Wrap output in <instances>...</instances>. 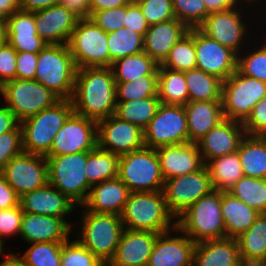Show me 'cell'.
Returning <instances> with one entry per match:
<instances>
[{"label":"cell","mask_w":266,"mask_h":266,"mask_svg":"<svg viewBox=\"0 0 266 266\" xmlns=\"http://www.w3.org/2000/svg\"><path fill=\"white\" fill-rule=\"evenodd\" d=\"M73 112L96 122L116 112V81L111 67L77 69Z\"/></svg>","instance_id":"cell-1"},{"label":"cell","mask_w":266,"mask_h":266,"mask_svg":"<svg viewBox=\"0 0 266 266\" xmlns=\"http://www.w3.org/2000/svg\"><path fill=\"white\" fill-rule=\"evenodd\" d=\"M120 218L125 229L131 230L161 234L176 227L162 191L130 193Z\"/></svg>","instance_id":"cell-2"},{"label":"cell","mask_w":266,"mask_h":266,"mask_svg":"<svg viewBox=\"0 0 266 266\" xmlns=\"http://www.w3.org/2000/svg\"><path fill=\"white\" fill-rule=\"evenodd\" d=\"M77 69L67 44H47L38 53L34 80L60 99L71 100Z\"/></svg>","instance_id":"cell-3"},{"label":"cell","mask_w":266,"mask_h":266,"mask_svg":"<svg viewBox=\"0 0 266 266\" xmlns=\"http://www.w3.org/2000/svg\"><path fill=\"white\" fill-rule=\"evenodd\" d=\"M176 227L195 243L225 238L221 191L214 189L201 197L177 218Z\"/></svg>","instance_id":"cell-4"},{"label":"cell","mask_w":266,"mask_h":266,"mask_svg":"<svg viewBox=\"0 0 266 266\" xmlns=\"http://www.w3.org/2000/svg\"><path fill=\"white\" fill-rule=\"evenodd\" d=\"M72 112L71 100L60 99L53 106L20 122L23 152L46 156L55 135Z\"/></svg>","instance_id":"cell-5"},{"label":"cell","mask_w":266,"mask_h":266,"mask_svg":"<svg viewBox=\"0 0 266 266\" xmlns=\"http://www.w3.org/2000/svg\"><path fill=\"white\" fill-rule=\"evenodd\" d=\"M83 212L81 228L78 229L80 237L77 238L103 264L107 265L115 254L125 226L119 215L94 213L85 208Z\"/></svg>","instance_id":"cell-6"},{"label":"cell","mask_w":266,"mask_h":266,"mask_svg":"<svg viewBox=\"0 0 266 266\" xmlns=\"http://www.w3.org/2000/svg\"><path fill=\"white\" fill-rule=\"evenodd\" d=\"M87 155L88 151L45 156L48 163V183L80 207L87 200L91 189L85 174Z\"/></svg>","instance_id":"cell-7"},{"label":"cell","mask_w":266,"mask_h":266,"mask_svg":"<svg viewBox=\"0 0 266 266\" xmlns=\"http://www.w3.org/2000/svg\"><path fill=\"white\" fill-rule=\"evenodd\" d=\"M118 177L130 193L162 191L165 180L156 149L143 146L120 156Z\"/></svg>","instance_id":"cell-8"},{"label":"cell","mask_w":266,"mask_h":266,"mask_svg":"<svg viewBox=\"0 0 266 266\" xmlns=\"http://www.w3.org/2000/svg\"><path fill=\"white\" fill-rule=\"evenodd\" d=\"M67 45L78 69L112 66L107 33L90 18L78 21Z\"/></svg>","instance_id":"cell-9"},{"label":"cell","mask_w":266,"mask_h":266,"mask_svg":"<svg viewBox=\"0 0 266 266\" xmlns=\"http://www.w3.org/2000/svg\"><path fill=\"white\" fill-rule=\"evenodd\" d=\"M6 105L19 122L53 106L60 100L52 91L36 80L13 79L0 89Z\"/></svg>","instance_id":"cell-10"},{"label":"cell","mask_w":266,"mask_h":266,"mask_svg":"<svg viewBox=\"0 0 266 266\" xmlns=\"http://www.w3.org/2000/svg\"><path fill=\"white\" fill-rule=\"evenodd\" d=\"M266 97V83L233 72L222 85V108L225 119L243 123L260 99Z\"/></svg>","instance_id":"cell-11"},{"label":"cell","mask_w":266,"mask_h":266,"mask_svg":"<svg viewBox=\"0 0 266 266\" xmlns=\"http://www.w3.org/2000/svg\"><path fill=\"white\" fill-rule=\"evenodd\" d=\"M144 131V144L149 148L189 142L186 111L183 105L163 104L157 108Z\"/></svg>","instance_id":"cell-12"},{"label":"cell","mask_w":266,"mask_h":266,"mask_svg":"<svg viewBox=\"0 0 266 266\" xmlns=\"http://www.w3.org/2000/svg\"><path fill=\"white\" fill-rule=\"evenodd\" d=\"M213 189L206 164L199 170L164 181L162 193L168 210L178 218L204 195Z\"/></svg>","instance_id":"cell-13"},{"label":"cell","mask_w":266,"mask_h":266,"mask_svg":"<svg viewBox=\"0 0 266 266\" xmlns=\"http://www.w3.org/2000/svg\"><path fill=\"white\" fill-rule=\"evenodd\" d=\"M0 173L19 197L48 184V163L43 155L22 152L9 160Z\"/></svg>","instance_id":"cell-14"},{"label":"cell","mask_w":266,"mask_h":266,"mask_svg":"<svg viewBox=\"0 0 266 266\" xmlns=\"http://www.w3.org/2000/svg\"><path fill=\"white\" fill-rule=\"evenodd\" d=\"M97 146V122L72 112L54 137L47 155H67Z\"/></svg>","instance_id":"cell-15"},{"label":"cell","mask_w":266,"mask_h":266,"mask_svg":"<svg viewBox=\"0 0 266 266\" xmlns=\"http://www.w3.org/2000/svg\"><path fill=\"white\" fill-rule=\"evenodd\" d=\"M97 146L122 156L145 146L144 131L113 114L97 122Z\"/></svg>","instance_id":"cell-16"},{"label":"cell","mask_w":266,"mask_h":266,"mask_svg":"<svg viewBox=\"0 0 266 266\" xmlns=\"http://www.w3.org/2000/svg\"><path fill=\"white\" fill-rule=\"evenodd\" d=\"M196 68L226 80L237 70V54L194 28Z\"/></svg>","instance_id":"cell-17"},{"label":"cell","mask_w":266,"mask_h":266,"mask_svg":"<svg viewBox=\"0 0 266 266\" xmlns=\"http://www.w3.org/2000/svg\"><path fill=\"white\" fill-rule=\"evenodd\" d=\"M237 7L209 14L198 29L238 55L243 49L241 45L244 37L247 38L248 28Z\"/></svg>","instance_id":"cell-18"},{"label":"cell","mask_w":266,"mask_h":266,"mask_svg":"<svg viewBox=\"0 0 266 266\" xmlns=\"http://www.w3.org/2000/svg\"><path fill=\"white\" fill-rule=\"evenodd\" d=\"M172 231L180 233V236L174 237L171 230L159 234L147 266H192L196 243L177 227Z\"/></svg>","instance_id":"cell-19"},{"label":"cell","mask_w":266,"mask_h":266,"mask_svg":"<svg viewBox=\"0 0 266 266\" xmlns=\"http://www.w3.org/2000/svg\"><path fill=\"white\" fill-rule=\"evenodd\" d=\"M156 152L164 180L195 172L205 165L197 143L163 145Z\"/></svg>","instance_id":"cell-20"},{"label":"cell","mask_w":266,"mask_h":266,"mask_svg":"<svg viewBox=\"0 0 266 266\" xmlns=\"http://www.w3.org/2000/svg\"><path fill=\"white\" fill-rule=\"evenodd\" d=\"M80 18L63 5L35 11L36 29L47 44H68Z\"/></svg>","instance_id":"cell-21"},{"label":"cell","mask_w":266,"mask_h":266,"mask_svg":"<svg viewBox=\"0 0 266 266\" xmlns=\"http://www.w3.org/2000/svg\"><path fill=\"white\" fill-rule=\"evenodd\" d=\"M245 136L241 122L230 119L221 121L197 143L205 164L211 159L237 152Z\"/></svg>","instance_id":"cell-22"},{"label":"cell","mask_w":266,"mask_h":266,"mask_svg":"<svg viewBox=\"0 0 266 266\" xmlns=\"http://www.w3.org/2000/svg\"><path fill=\"white\" fill-rule=\"evenodd\" d=\"M158 235L157 232L125 229L106 266H147Z\"/></svg>","instance_id":"cell-23"},{"label":"cell","mask_w":266,"mask_h":266,"mask_svg":"<svg viewBox=\"0 0 266 266\" xmlns=\"http://www.w3.org/2000/svg\"><path fill=\"white\" fill-rule=\"evenodd\" d=\"M19 204L23 212L62 219H65L64 216L71 214L77 206L49 183L42 188L23 194L20 197Z\"/></svg>","instance_id":"cell-24"},{"label":"cell","mask_w":266,"mask_h":266,"mask_svg":"<svg viewBox=\"0 0 266 266\" xmlns=\"http://www.w3.org/2000/svg\"><path fill=\"white\" fill-rule=\"evenodd\" d=\"M66 219L24 212L20 236L28 243L65 242L72 232Z\"/></svg>","instance_id":"cell-25"},{"label":"cell","mask_w":266,"mask_h":266,"mask_svg":"<svg viewBox=\"0 0 266 266\" xmlns=\"http://www.w3.org/2000/svg\"><path fill=\"white\" fill-rule=\"evenodd\" d=\"M130 191L119 177L91 186L89 195L82 205L87 211L121 215Z\"/></svg>","instance_id":"cell-26"},{"label":"cell","mask_w":266,"mask_h":266,"mask_svg":"<svg viewBox=\"0 0 266 266\" xmlns=\"http://www.w3.org/2000/svg\"><path fill=\"white\" fill-rule=\"evenodd\" d=\"M7 20V42L18 52L39 53L47 43L37 33L35 12L16 10Z\"/></svg>","instance_id":"cell-27"},{"label":"cell","mask_w":266,"mask_h":266,"mask_svg":"<svg viewBox=\"0 0 266 266\" xmlns=\"http://www.w3.org/2000/svg\"><path fill=\"white\" fill-rule=\"evenodd\" d=\"M188 28L179 20L150 25L143 39V51L161 64L171 48L188 32Z\"/></svg>","instance_id":"cell-28"},{"label":"cell","mask_w":266,"mask_h":266,"mask_svg":"<svg viewBox=\"0 0 266 266\" xmlns=\"http://www.w3.org/2000/svg\"><path fill=\"white\" fill-rule=\"evenodd\" d=\"M184 108L191 143H198L211 129L225 119L222 100L189 101Z\"/></svg>","instance_id":"cell-29"},{"label":"cell","mask_w":266,"mask_h":266,"mask_svg":"<svg viewBox=\"0 0 266 266\" xmlns=\"http://www.w3.org/2000/svg\"><path fill=\"white\" fill-rule=\"evenodd\" d=\"M240 258L236 238H221L195 244L192 266H237Z\"/></svg>","instance_id":"cell-30"},{"label":"cell","mask_w":266,"mask_h":266,"mask_svg":"<svg viewBox=\"0 0 266 266\" xmlns=\"http://www.w3.org/2000/svg\"><path fill=\"white\" fill-rule=\"evenodd\" d=\"M221 214L226 237L237 238L251 227L260 213L228 191H221Z\"/></svg>","instance_id":"cell-31"},{"label":"cell","mask_w":266,"mask_h":266,"mask_svg":"<svg viewBox=\"0 0 266 266\" xmlns=\"http://www.w3.org/2000/svg\"><path fill=\"white\" fill-rule=\"evenodd\" d=\"M237 153L244 176L266 179V142L261 136L246 135Z\"/></svg>","instance_id":"cell-32"},{"label":"cell","mask_w":266,"mask_h":266,"mask_svg":"<svg viewBox=\"0 0 266 266\" xmlns=\"http://www.w3.org/2000/svg\"><path fill=\"white\" fill-rule=\"evenodd\" d=\"M206 166L215 190L228 191L244 176L237 152L211 159Z\"/></svg>","instance_id":"cell-33"},{"label":"cell","mask_w":266,"mask_h":266,"mask_svg":"<svg viewBox=\"0 0 266 266\" xmlns=\"http://www.w3.org/2000/svg\"><path fill=\"white\" fill-rule=\"evenodd\" d=\"M159 64L144 51L113 62L111 68L116 82H131L145 75H158Z\"/></svg>","instance_id":"cell-34"},{"label":"cell","mask_w":266,"mask_h":266,"mask_svg":"<svg viewBox=\"0 0 266 266\" xmlns=\"http://www.w3.org/2000/svg\"><path fill=\"white\" fill-rule=\"evenodd\" d=\"M157 95L160 103L186 105L189 102V93L183 71L158 67Z\"/></svg>","instance_id":"cell-35"},{"label":"cell","mask_w":266,"mask_h":266,"mask_svg":"<svg viewBox=\"0 0 266 266\" xmlns=\"http://www.w3.org/2000/svg\"><path fill=\"white\" fill-rule=\"evenodd\" d=\"M189 101L222 100L223 80L199 68L184 71Z\"/></svg>","instance_id":"cell-36"},{"label":"cell","mask_w":266,"mask_h":266,"mask_svg":"<svg viewBox=\"0 0 266 266\" xmlns=\"http://www.w3.org/2000/svg\"><path fill=\"white\" fill-rule=\"evenodd\" d=\"M120 156L96 146L88 151L85 174L92 186L108 179L118 177Z\"/></svg>","instance_id":"cell-37"},{"label":"cell","mask_w":266,"mask_h":266,"mask_svg":"<svg viewBox=\"0 0 266 266\" xmlns=\"http://www.w3.org/2000/svg\"><path fill=\"white\" fill-rule=\"evenodd\" d=\"M159 105V97L117 101L115 115L121 120L137 125L144 130L155 116Z\"/></svg>","instance_id":"cell-38"},{"label":"cell","mask_w":266,"mask_h":266,"mask_svg":"<svg viewBox=\"0 0 266 266\" xmlns=\"http://www.w3.org/2000/svg\"><path fill=\"white\" fill-rule=\"evenodd\" d=\"M236 239L240 257L266 261V213H260L251 227Z\"/></svg>","instance_id":"cell-39"},{"label":"cell","mask_w":266,"mask_h":266,"mask_svg":"<svg viewBox=\"0 0 266 266\" xmlns=\"http://www.w3.org/2000/svg\"><path fill=\"white\" fill-rule=\"evenodd\" d=\"M228 192L257 212L266 213V179L243 176Z\"/></svg>","instance_id":"cell-40"},{"label":"cell","mask_w":266,"mask_h":266,"mask_svg":"<svg viewBox=\"0 0 266 266\" xmlns=\"http://www.w3.org/2000/svg\"><path fill=\"white\" fill-rule=\"evenodd\" d=\"M143 39L142 34L125 27L107 33V46L112 64L118 59L143 52Z\"/></svg>","instance_id":"cell-41"},{"label":"cell","mask_w":266,"mask_h":266,"mask_svg":"<svg viewBox=\"0 0 266 266\" xmlns=\"http://www.w3.org/2000/svg\"><path fill=\"white\" fill-rule=\"evenodd\" d=\"M196 63L194 28H192L171 48L168 56L160 65L165 68L184 72L196 68Z\"/></svg>","instance_id":"cell-42"},{"label":"cell","mask_w":266,"mask_h":266,"mask_svg":"<svg viewBox=\"0 0 266 266\" xmlns=\"http://www.w3.org/2000/svg\"><path fill=\"white\" fill-rule=\"evenodd\" d=\"M64 242L32 243L20 260L26 266H61V249Z\"/></svg>","instance_id":"cell-43"},{"label":"cell","mask_w":266,"mask_h":266,"mask_svg":"<svg viewBox=\"0 0 266 266\" xmlns=\"http://www.w3.org/2000/svg\"><path fill=\"white\" fill-rule=\"evenodd\" d=\"M157 86L158 75H145L131 82H116L117 101L158 97Z\"/></svg>","instance_id":"cell-44"},{"label":"cell","mask_w":266,"mask_h":266,"mask_svg":"<svg viewBox=\"0 0 266 266\" xmlns=\"http://www.w3.org/2000/svg\"><path fill=\"white\" fill-rule=\"evenodd\" d=\"M61 266H106L78 239L62 243Z\"/></svg>","instance_id":"cell-45"},{"label":"cell","mask_w":266,"mask_h":266,"mask_svg":"<svg viewBox=\"0 0 266 266\" xmlns=\"http://www.w3.org/2000/svg\"><path fill=\"white\" fill-rule=\"evenodd\" d=\"M175 17L188 29L198 28L207 17L204 0H172Z\"/></svg>","instance_id":"cell-46"},{"label":"cell","mask_w":266,"mask_h":266,"mask_svg":"<svg viewBox=\"0 0 266 266\" xmlns=\"http://www.w3.org/2000/svg\"><path fill=\"white\" fill-rule=\"evenodd\" d=\"M248 54L237 55V71L266 83V42Z\"/></svg>","instance_id":"cell-47"},{"label":"cell","mask_w":266,"mask_h":266,"mask_svg":"<svg viewBox=\"0 0 266 266\" xmlns=\"http://www.w3.org/2000/svg\"><path fill=\"white\" fill-rule=\"evenodd\" d=\"M137 4L149 25L176 18L172 0H141Z\"/></svg>","instance_id":"cell-48"},{"label":"cell","mask_w":266,"mask_h":266,"mask_svg":"<svg viewBox=\"0 0 266 266\" xmlns=\"http://www.w3.org/2000/svg\"><path fill=\"white\" fill-rule=\"evenodd\" d=\"M22 130H11L0 135V171L6 166L9 160L21 154Z\"/></svg>","instance_id":"cell-49"},{"label":"cell","mask_w":266,"mask_h":266,"mask_svg":"<svg viewBox=\"0 0 266 266\" xmlns=\"http://www.w3.org/2000/svg\"><path fill=\"white\" fill-rule=\"evenodd\" d=\"M23 214L20 204L10 209H0V242L2 244H4L5 236L20 235Z\"/></svg>","instance_id":"cell-50"},{"label":"cell","mask_w":266,"mask_h":266,"mask_svg":"<svg viewBox=\"0 0 266 266\" xmlns=\"http://www.w3.org/2000/svg\"><path fill=\"white\" fill-rule=\"evenodd\" d=\"M90 19L106 33H110L123 28L124 22V5L94 12Z\"/></svg>","instance_id":"cell-51"},{"label":"cell","mask_w":266,"mask_h":266,"mask_svg":"<svg viewBox=\"0 0 266 266\" xmlns=\"http://www.w3.org/2000/svg\"><path fill=\"white\" fill-rule=\"evenodd\" d=\"M242 124L246 135L261 136L266 131V97L258 101Z\"/></svg>","instance_id":"cell-52"},{"label":"cell","mask_w":266,"mask_h":266,"mask_svg":"<svg viewBox=\"0 0 266 266\" xmlns=\"http://www.w3.org/2000/svg\"><path fill=\"white\" fill-rule=\"evenodd\" d=\"M17 51L7 42L0 46V89L5 82L16 79Z\"/></svg>","instance_id":"cell-53"},{"label":"cell","mask_w":266,"mask_h":266,"mask_svg":"<svg viewBox=\"0 0 266 266\" xmlns=\"http://www.w3.org/2000/svg\"><path fill=\"white\" fill-rule=\"evenodd\" d=\"M122 24L125 28H130L143 36L150 26L143 16L139 5L135 3L124 5V22Z\"/></svg>","instance_id":"cell-54"},{"label":"cell","mask_w":266,"mask_h":266,"mask_svg":"<svg viewBox=\"0 0 266 266\" xmlns=\"http://www.w3.org/2000/svg\"><path fill=\"white\" fill-rule=\"evenodd\" d=\"M38 53L18 52L16 59V79L34 80Z\"/></svg>","instance_id":"cell-55"},{"label":"cell","mask_w":266,"mask_h":266,"mask_svg":"<svg viewBox=\"0 0 266 266\" xmlns=\"http://www.w3.org/2000/svg\"><path fill=\"white\" fill-rule=\"evenodd\" d=\"M20 197L0 173V209H10L19 205Z\"/></svg>","instance_id":"cell-56"},{"label":"cell","mask_w":266,"mask_h":266,"mask_svg":"<svg viewBox=\"0 0 266 266\" xmlns=\"http://www.w3.org/2000/svg\"><path fill=\"white\" fill-rule=\"evenodd\" d=\"M20 122L7 107H0V135L11 130H20Z\"/></svg>","instance_id":"cell-57"},{"label":"cell","mask_w":266,"mask_h":266,"mask_svg":"<svg viewBox=\"0 0 266 266\" xmlns=\"http://www.w3.org/2000/svg\"><path fill=\"white\" fill-rule=\"evenodd\" d=\"M60 5L67 7L80 19L90 18V0H60Z\"/></svg>","instance_id":"cell-58"},{"label":"cell","mask_w":266,"mask_h":266,"mask_svg":"<svg viewBox=\"0 0 266 266\" xmlns=\"http://www.w3.org/2000/svg\"><path fill=\"white\" fill-rule=\"evenodd\" d=\"M59 4L60 0H19V9L35 12Z\"/></svg>","instance_id":"cell-59"},{"label":"cell","mask_w":266,"mask_h":266,"mask_svg":"<svg viewBox=\"0 0 266 266\" xmlns=\"http://www.w3.org/2000/svg\"><path fill=\"white\" fill-rule=\"evenodd\" d=\"M207 16L219 11H225L238 6V0H204Z\"/></svg>","instance_id":"cell-60"},{"label":"cell","mask_w":266,"mask_h":266,"mask_svg":"<svg viewBox=\"0 0 266 266\" xmlns=\"http://www.w3.org/2000/svg\"><path fill=\"white\" fill-rule=\"evenodd\" d=\"M123 5H127L125 0H90V16L101 10H107L112 8H117Z\"/></svg>","instance_id":"cell-61"},{"label":"cell","mask_w":266,"mask_h":266,"mask_svg":"<svg viewBox=\"0 0 266 266\" xmlns=\"http://www.w3.org/2000/svg\"><path fill=\"white\" fill-rule=\"evenodd\" d=\"M19 9V0H0V18L6 19Z\"/></svg>","instance_id":"cell-62"},{"label":"cell","mask_w":266,"mask_h":266,"mask_svg":"<svg viewBox=\"0 0 266 266\" xmlns=\"http://www.w3.org/2000/svg\"><path fill=\"white\" fill-rule=\"evenodd\" d=\"M3 258L4 260L0 263V266H26L17 254L10 253L3 256Z\"/></svg>","instance_id":"cell-63"},{"label":"cell","mask_w":266,"mask_h":266,"mask_svg":"<svg viewBox=\"0 0 266 266\" xmlns=\"http://www.w3.org/2000/svg\"><path fill=\"white\" fill-rule=\"evenodd\" d=\"M266 261L240 257L237 266H265Z\"/></svg>","instance_id":"cell-64"},{"label":"cell","mask_w":266,"mask_h":266,"mask_svg":"<svg viewBox=\"0 0 266 266\" xmlns=\"http://www.w3.org/2000/svg\"><path fill=\"white\" fill-rule=\"evenodd\" d=\"M7 20L0 18V46L7 43Z\"/></svg>","instance_id":"cell-65"},{"label":"cell","mask_w":266,"mask_h":266,"mask_svg":"<svg viewBox=\"0 0 266 266\" xmlns=\"http://www.w3.org/2000/svg\"><path fill=\"white\" fill-rule=\"evenodd\" d=\"M4 244H2L1 242H0V258L2 257V255H7V254H5V253H3V251H4Z\"/></svg>","instance_id":"cell-66"},{"label":"cell","mask_w":266,"mask_h":266,"mask_svg":"<svg viewBox=\"0 0 266 266\" xmlns=\"http://www.w3.org/2000/svg\"><path fill=\"white\" fill-rule=\"evenodd\" d=\"M127 4H132V3H139L141 0H125Z\"/></svg>","instance_id":"cell-67"},{"label":"cell","mask_w":266,"mask_h":266,"mask_svg":"<svg viewBox=\"0 0 266 266\" xmlns=\"http://www.w3.org/2000/svg\"><path fill=\"white\" fill-rule=\"evenodd\" d=\"M256 1H258V0H244V1L242 0L241 2H245V3H246V2H247V3H248V2H249V3H250V2H251V3L255 2V3H256ZM238 2H240V0H238Z\"/></svg>","instance_id":"cell-68"},{"label":"cell","mask_w":266,"mask_h":266,"mask_svg":"<svg viewBox=\"0 0 266 266\" xmlns=\"http://www.w3.org/2000/svg\"><path fill=\"white\" fill-rule=\"evenodd\" d=\"M261 137L266 142V131L261 135Z\"/></svg>","instance_id":"cell-69"}]
</instances>
